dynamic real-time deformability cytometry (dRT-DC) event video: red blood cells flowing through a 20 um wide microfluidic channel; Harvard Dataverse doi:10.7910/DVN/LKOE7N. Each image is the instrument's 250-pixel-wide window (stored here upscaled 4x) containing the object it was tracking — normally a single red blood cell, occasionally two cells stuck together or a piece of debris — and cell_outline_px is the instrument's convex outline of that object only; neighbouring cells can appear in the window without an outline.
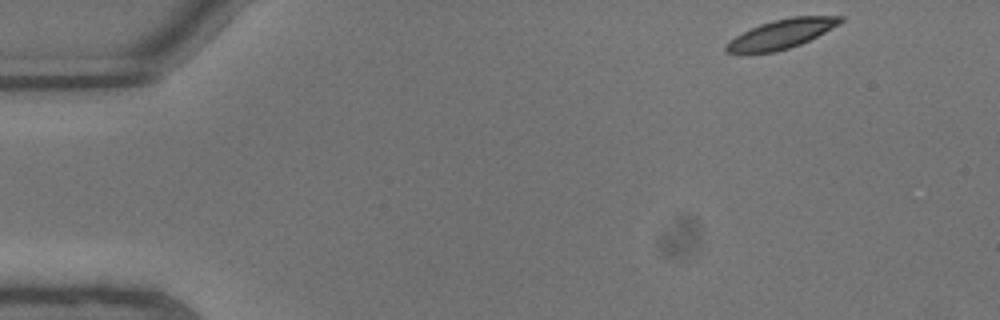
{"species": "common noctule bat (a hibernating species)", "species_latin": "Nyctalus noctula", "temperature_condition": "warm", "stored_images_in_passage": 8, "camera_frame_rate_fps": 3000, "um_per_image_px": 0.085, "animal": {"sex": "male", "body_mass_g": 13.3}, "frame": {"image": 1, "passage_image": 1, "time_ms": 0.0, "image_size_px": [1000, 320], "cell_outline_px": [[844, 20], [840, 24], [800, 44], [776, 52], [724, 52], [724, 48], [728, 40], [760, 24], [772, 20], [792, 16], [844, 16]], "centroid_in_image_um": [66.43, 2.87], "position_along_channel_um": 18.6, "area_um2": 19.13}}
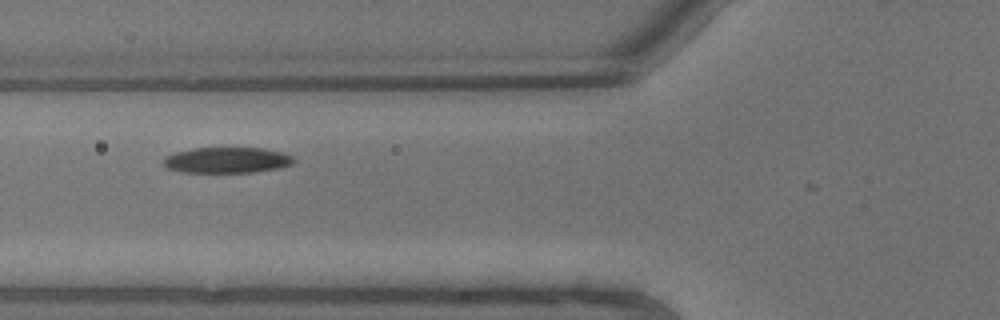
{"frame": {"image": 2, "passage_image": 7, "time_ms": 2.0, "image_size_px": [1000, 320], "cell_outline_px": [[296, 160], [292, 164], [280, 168], [256, 172], [180, 172], [168, 168], [164, 164], [164, 156], [176, 152], [192, 148], [264, 148], [280, 152], [292, 156]], "centroid_in_image_um": [19.3, 13.61], "position_along_channel_um": 106.5, "area_um2": 19.59}}
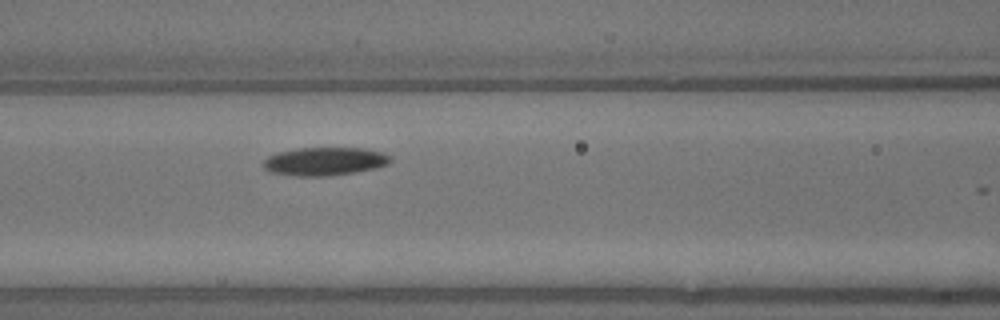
{"frame": {"image": 3, "passage_image": 8, "time_ms": 2.333, "image_size_px": [1000, 320], "cell_outline_px": [[392, 160], [388, 164], [376, 168], [356, 172], [328, 176], [296, 176], [268, 172], [264, 168], [264, 160], [268, 156], [280, 152], [300, 148], [364, 148], [384, 152], [392, 156]], "centroid_in_image_um": [27.64, 13.72], "position_along_channel_um": 139.0, "area_um2": 21.04}}